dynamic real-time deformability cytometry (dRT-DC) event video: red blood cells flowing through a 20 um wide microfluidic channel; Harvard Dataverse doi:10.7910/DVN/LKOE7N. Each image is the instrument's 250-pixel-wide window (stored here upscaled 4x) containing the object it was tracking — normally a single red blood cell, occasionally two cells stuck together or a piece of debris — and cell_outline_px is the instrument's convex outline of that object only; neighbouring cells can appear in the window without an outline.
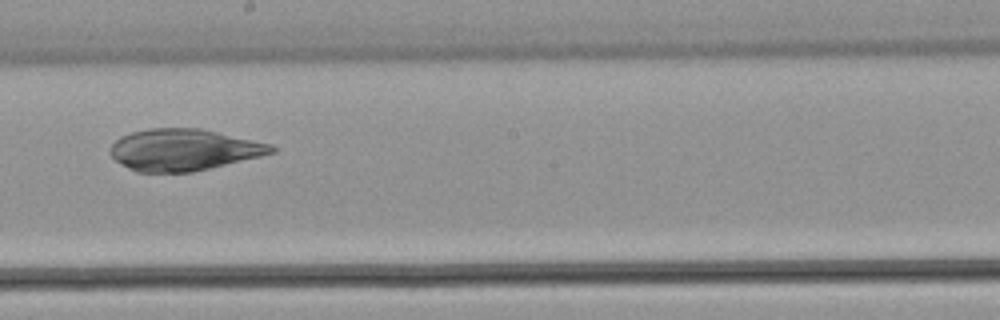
{"species": "common noctule bat (a hibernating species)", "species_latin": "Nyctalus noctula", "temperature_condition": "warm", "stored_images_in_passage": 48, "camera_frame_rate_fps": 3000, "um_per_image_px": 0.085, "animal": {"sex": "male", "body_mass_g": 21.5, "forearm_length_mm": 52.0}, "frame": {"image": 1, "passage_image": 25, "time_ms": 8.0, "image_size_px": [1000, 320], "cell_outline_px": [[276, 152], [260, 156], [192, 172], [136, 172], [120, 164], [108, 152], [112, 144], [120, 136], [132, 132], [148, 128], [200, 128], [272, 144], [276, 148]], "centroid_in_image_um": [15.58, 12.73], "position_along_channel_um": 232.6, "area_um2": 39.02}}
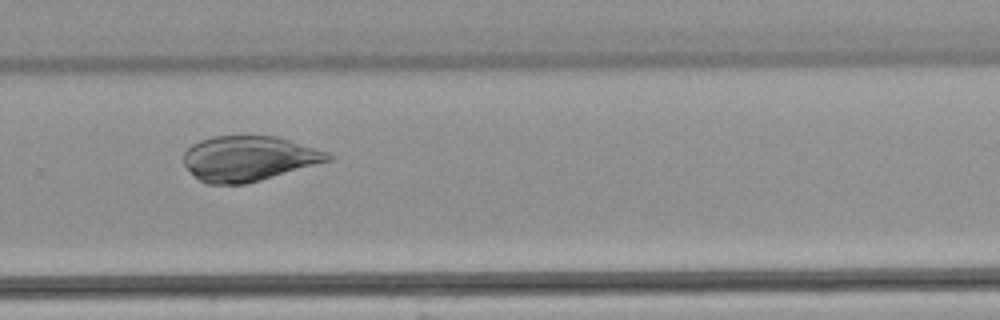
{"frame": {"image": 2, "passage_image": 31, "time_ms": 10.0, "image_size_px": [1000, 320], "cell_outline_px": [[336, 156], [332, 160], [260, 180], [244, 184], [208, 184], [200, 180], [184, 164], [184, 152], [192, 144], [200, 140], [212, 136], [276, 136], [328, 152]], "centroid_in_image_um": [21.15, 13.47], "position_along_channel_um": 308.6, "area_um2": 37.69}}